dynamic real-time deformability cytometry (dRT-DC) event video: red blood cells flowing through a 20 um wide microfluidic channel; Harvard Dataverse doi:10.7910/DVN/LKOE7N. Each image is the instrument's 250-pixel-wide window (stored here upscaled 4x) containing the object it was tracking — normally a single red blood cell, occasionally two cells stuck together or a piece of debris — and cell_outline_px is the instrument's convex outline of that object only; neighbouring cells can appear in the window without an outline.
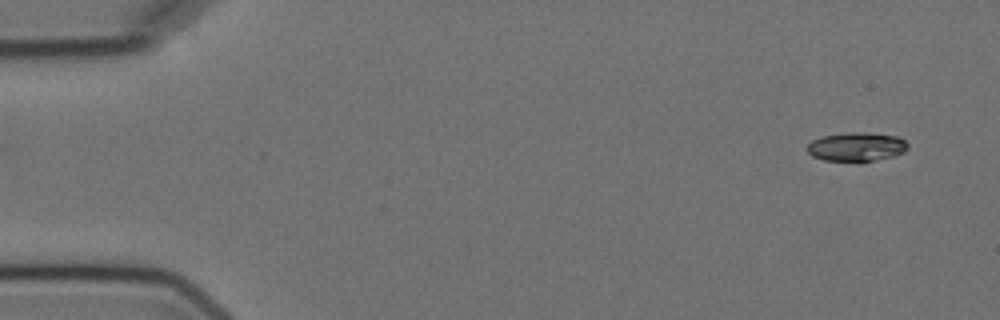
{"species": "Egyptian fruit bat (a non-hibernating species)", "species_latin": "Rousettus aegyptiacus", "temperature_condition": "cold", "stored_images_in_passage": 8, "camera_frame_rate_fps": 3000, "um_per_image_px": 0.085, "animal": {"sex": "female"}, "frame": {"image": 1, "passage_image": 1, "time_ms": 0.0, "image_size_px": [1000, 320], "cell_outline_px": [[908, 148], [904, 152], [892, 156], [872, 160], [824, 160], [812, 156], [808, 152], [808, 144], [812, 140], [820, 136], [848, 132], [864, 132], [896, 136], [904, 140], [908, 144]], "centroid_in_image_um": [72.79, 12.45], "position_along_channel_um": 12.2, "area_um2": 16.65}}
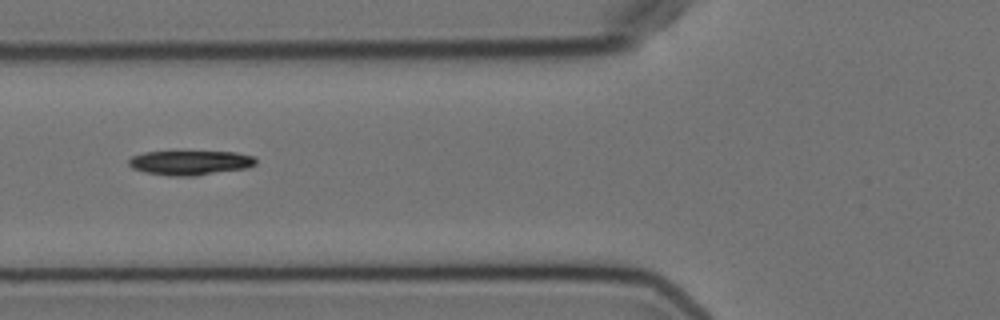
{"frame": {"image": 2, "passage_image": 6, "time_ms": 6.0, "image_size_px": [1000, 320], "cell_outline_px": [[256, 164], [244, 168], [196, 176], [168, 176], [144, 172], [132, 168], [128, 164], [128, 160], [132, 156], [144, 152], [236, 152], [252, 156], [256, 160]], "centroid_in_image_um": [16.12, 13.84], "position_along_channel_um": 109.7, "area_um2": 18.03}}
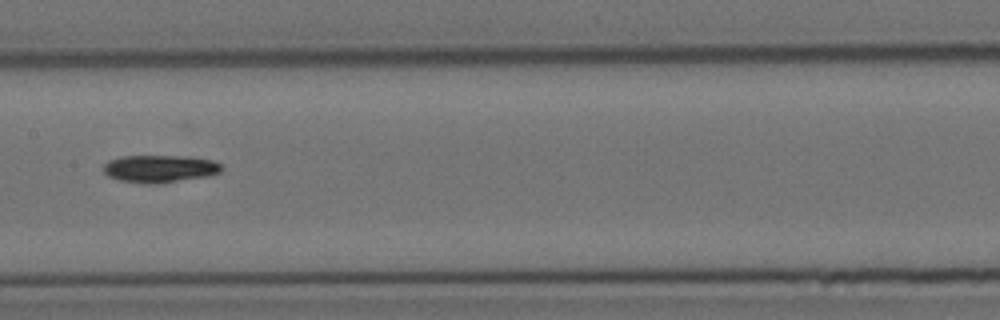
{"frame": {"image": 3, "passage_image": 8, "time_ms": 8.333, "image_size_px": [1000, 320], "cell_outline_px": [[224, 168], [220, 172], [208, 176], [160, 184], [140, 184], [120, 180], [108, 176], [104, 172], [104, 164], [108, 160], [120, 156], [188, 156], [212, 160], [220, 164]], "centroid_in_image_um": [13.58, 14.35], "position_along_channel_um": 193.8, "area_um2": 19.19}}